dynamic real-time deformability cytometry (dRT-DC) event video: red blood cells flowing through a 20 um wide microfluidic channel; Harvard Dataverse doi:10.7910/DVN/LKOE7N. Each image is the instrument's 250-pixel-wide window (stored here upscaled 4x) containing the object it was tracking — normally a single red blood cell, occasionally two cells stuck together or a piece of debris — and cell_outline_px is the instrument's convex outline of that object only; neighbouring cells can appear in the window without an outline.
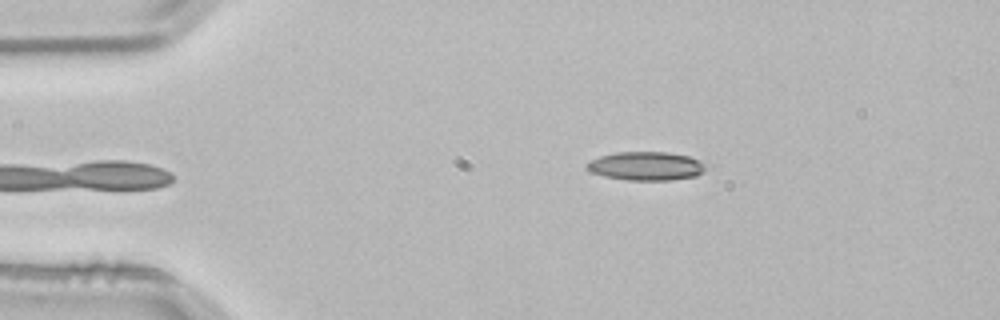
{"species": "common noctule bat (a hibernating species)", "species_latin": "Nyctalus noctula", "temperature_condition": "room temperature", "stored_images_in_passage": 2, "camera_frame_rate_fps": 3000, "um_per_image_px": 0.085, "animal": {"sex": "male", "body_mass_g": 21.5, "forearm_length_mm": 52.0}, "frame": {"image": 1, "passage_image": 2, "time_ms": 0.333, "image_size_px": [1000, 320], "cell_outline_px": [[704, 172], [696, 176], [672, 180], [628, 180], [604, 176], [592, 172], [588, 168], [588, 160], [600, 156], [616, 152], [668, 152], [688, 156], [700, 160], [704, 164]], "centroid_in_image_um": [54.93, 14.11], "position_along_channel_um": 30.1, "area_um2": 19.77}}